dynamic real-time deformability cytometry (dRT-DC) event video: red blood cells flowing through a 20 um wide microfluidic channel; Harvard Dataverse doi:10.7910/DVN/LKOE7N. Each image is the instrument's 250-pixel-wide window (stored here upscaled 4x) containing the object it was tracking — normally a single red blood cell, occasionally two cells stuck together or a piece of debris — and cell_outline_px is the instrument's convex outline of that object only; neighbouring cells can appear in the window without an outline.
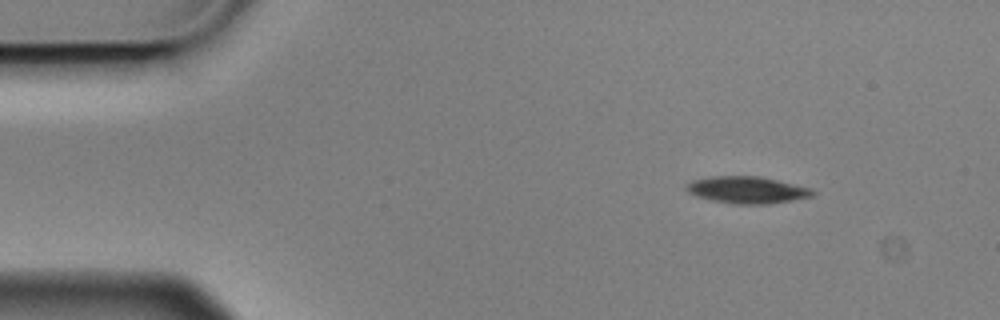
{"species": "Egyptian fruit bat (a non-hibernating species)", "species_latin": "Rousettus aegyptiacus", "temperature_condition": "cold", "stored_images_in_passage": 10, "camera_frame_rate_fps": 3000, "um_per_image_px": 0.085, "animal": {"sex": "male"}, "frame": {"image": 1, "passage_image": 1, "time_ms": 0.0, "image_size_px": [1000, 320], "cell_outline_px": [[816, 192], [812, 196], [792, 200], [768, 204], [736, 204], [712, 200], [696, 196], [688, 192], [684, 188], [684, 184], [692, 180], [708, 176], [760, 176], [812, 188]], "centroid_in_image_um": [63.47, 16.13], "position_along_channel_um": 21.5, "area_um2": 19.94}}
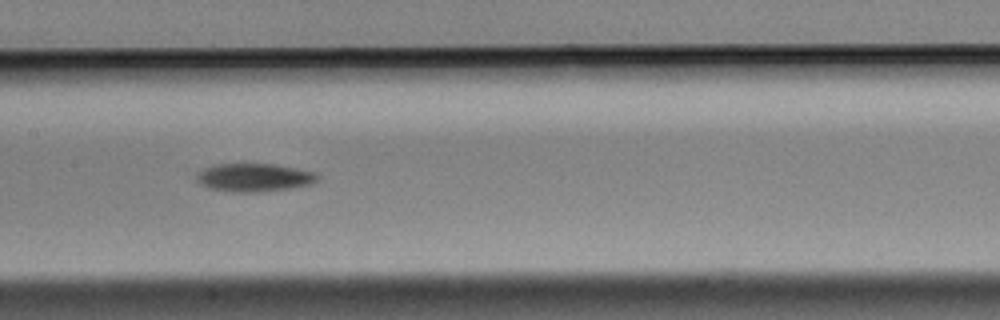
{"frame": {"image": 2, "passage_image": 7, "time_ms": 2.0, "image_size_px": [1000, 320], "cell_outline_px": [[320, 176], [312, 184], [288, 188], [260, 192], [240, 192], [208, 188], [200, 184], [196, 180], [196, 176], [204, 168], [216, 164], [276, 164], [316, 172]], "centroid_in_image_um": [21.62, 15.08], "position_along_channel_um": 185.8, "area_um2": 19.77}}
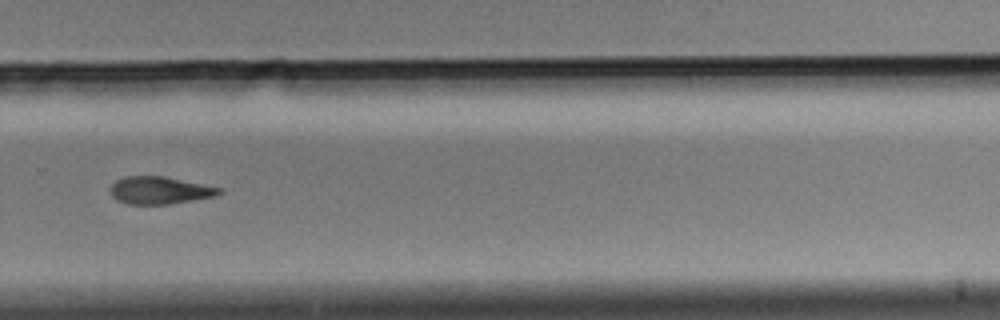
{"frame": {"image": 3, "passage_image": 10, "time_ms": 3.0, "image_size_px": [1000, 320], "cell_outline_px": [[224, 192], [216, 196], [168, 204], [128, 204], [116, 200], [112, 196], [108, 188], [116, 180], [124, 176], [164, 176], [224, 188]], "centroid_in_image_um": [13.58, 16.17], "position_along_channel_um": 316.2, "area_um2": 17.63}}